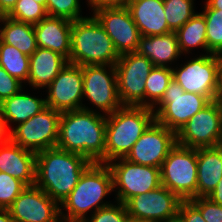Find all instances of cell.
I'll list each match as a JSON object with an SVG mask.
<instances>
[{
    "mask_svg": "<svg viewBox=\"0 0 222 222\" xmlns=\"http://www.w3.org/2000/svg\"><path fill=\"white\" fill-rule=\"evenodd\" d=\"M106 115L86 109L61 112L57 147L105 164Z\"/></svg>",
    "mask_w": 222,
    "mask_h": 222,
    "instance_id": "cell-1",
    "label": "cell"
},
{
    "mask_svg": "<svg viewBox=\"0 0 222 222\" xmlns=\"http://www.w3.org/2000/svg\"><path fill=\"white\" fill-rule=\"evenodd\" d=\"M92 163L84 155L57 146L39 151L36 153L34 185L60 205Z\"/></svg>",
    "mask_w": 222,
    "mask_h": 222,
    "instance_id": "cell-2",
    "label": "cell"
},
{
    "mask_svg": "<svg viewBox=\"0 0 222 222\" xmlns=\"http://www.w3.org/2000/svg\"><path fill=\"white\" fill-rule=\"evenodd\" d=\"M115 201L113 176L107 164L92 163L72 192L60 204V216L67 222H84L98 209Z\"/></svg>",
    "mask_w": 222,
    "mask_h": 222,
    "instance_id": "cell-3",
    "label": "cell"
},
{
    "mask_svg": "<svg viewBox=\"0 0 222 222\" xmlns=\"http://www.w3.org/2000/svg\"><path fill=\"white\" fill-rule=\"evenodd\" d=\"M154 121L152 108L143 106H122L106 115L105 164L125 158Z\"/></svg>",
    "mask_w": 222,
    "mask_h": 222,
    "instance_id": "cell-4",
    "label": "cell"
},
{
    "mask_svg": "<svg viewBox=\"0 0 222 222\" xmlns=\"http://www.w3.org/2000/svg\"><path fill=\"white\" fill-rule=\"evenodd\" d=\"M119 57L111 38L92 14L72 21L69 63L115 65Z\"/></svg>",
    "mask_w": 222,
    "mask_h": 222,
    "instance_id": "cell-5",
    "label": "cell"
},
{
    "mask_svg": "<svg viewBox=\"0 0 222 222\" xmlns=\"http://www.w3.org/2000/svg\"><path fill=\"white\" fill-rule=\"evenodd\" d=\"M222 56L215 54L184 55L172 68L173 79L184 89L214 101L218 91Z\"/></svg>",
    "mask_w": 222,
    "mask_h": 222,
    "instance_id": "cell-6",
    "label": "cell"
},
{
    "mask_svg": "<svg viewBox=\"0 0 222 222\" xmlns=\"http://www.w3.org/2000/svg\"><path fill=\"white\" fill-rule=\"evenodd\" d=\"M83 74V109L109 115L123 105L118 96L115 65H85Z\"/></svg>",
    "mask_w": 222,
    "mask_h": 222,
    "instance_id": "cell-7",
    "label": "cell"
},
{
    "mask_svg": "<svg viewBox=\"0 0 222 222\" xmlns=\"http://www.w3.org/2000/svg\"><path fill=\"white\" fill-rule=\"evenodd\" d=\"M197 173V148L177 143L160 168L161 185L181 200H191L197 197Z\"/></svg>",
    "mask_w": 222,
    "mask_h": 222,
    "instance_id": "cell-8",
    "label": "cell"
},
{
    "mask_svg": "<svg viewBox=\"0 0 222 222\" xmlns=\"http://www.w3.org/2000/svg\"><path fill=\"white\" fill-rule=\"evenodd\" d=\"M113 176L115 201L125 204L130 198L161 186L160 168L144 166L118 158L107 163Z\"/></svg>",
    "mask_w": 222,
    "mask_h": 222,
    "instance_id": "cell-9",
    "label": "cell"
},
{
    "mask_svg": "<svg viewBox=\"0 0 222 222\" xmlns=\"http://www.w3.org/2000/svg\"><path fill=\"white\" fill-rule=\"evenodd\" d=\"M211 101L203 96L184 89L174 80L169 83L161 101L152 109L155 121L174 132Z\"/></svg>",
    "mask_w": 222,
    "mask_h": 222,
    "instance_id": "cell-10",
    "label": "cell"
},
{
    "mask_svg": "<svg viewBox=\"0 0 222 222\" xmlns=\"http://www.w3.org/2000/svg\"><path fill=\"white\" fill-rule=\"evenodd\" d=\"M61 112L46 106L35 116L15 126L6 136L35 153L56 147Z\"/></svg>",
    "mask_w": 222,
    "mask_h": 222,
    "instance_id": "cell-11",
    "label": "cell"
},
{
    "mask_svg": "<svg viewBox=\"0 0 222 222\" xmlns=\"http://www.w3.org/2000/svg\"><path fill=\"white\" fill-rule=\"evenodd\" d=\"M153 63L137 52L120 55L115 64L118 96L123 106L145 107V82Z\"/></svg>",
    "mask_w": 222,
    "mask_h": 222,
    "instance_id": "cell-12",
    "label": "cell"
},
{
    "mask_svg": "<svg viewBox=\"0 0 222 222\" xmlns=\"http://www.w3.org/2000/svg\"><path fill=\"white\" fill-rule=\"evenodd\" d=\"M222 106L211 101L176 133L177 143L190 148L215 147L222 141Z\"/></svg>",
    "mask_w": 222,
    "mask_h": 222,
    "instance_id": "cell-13",
    "label": "cell"
},
{
    "mask_svg": "<svg viewBox=\"0 0 222 222\" xmlns=\"http://www.w3.org/2000/svg\"><path fill=\"white\" fill-rule=\"evenodd\" d=\"M181 199L163 185L130 198L126 203L128 216L146 222H165L178 217Z\"/></svg>",
    "mask_w": 222,
    "mask_h": 222,
    "instance_id": "cell-14",
    "label": "cell"
},
{
    "mask_svg": "<svg viewBox=\"0 0 222 222\" xmlns=\"http://www.w3.org/2000/svg\"><path fill=\"white\" fill-rule=\"evenodd\" d=\"M176 144V132L154 121L132 146L125 159L136 164L161 168Z\"/></svg>",
    "mask_w": 222,
    "mask_h": 222,
    "instance_id": "cell-15",
    "label": "cell"
},
{
    "mask_svg": "<svg viewBox=\"0 0 222 222\" xmlns=\"http://www.w3.org/2000/svg\"><path fill=\"white\" fill-rule=\"evenodd\" d=\"M46 106L59 112L82 109V67L67 63L55 79L44 89Z\"/></svg>",
    "mask_w": 222,
    "mask_h": 222,
    "instance_id": "cell-16",
    "label": "cell"
},
{
    "mask_svg": "<svg viewBox=\"0 0 222 222\" xmlns=\"http://www.w3.org/2000/svg\"><path fill=\"white\" fill-rule=\"evenodd\" d=\"M92 15L111 38L119 55L137 51L141 35L127 7L101 8Z\"/></svg>",
    "mask_w": 222,
    "mask_h": 222,
    "instance_id": "cell-17",
    "label": "cell"
},
{
    "mask_svg": "<svg viewBox=\"0 0 222 222\" xmlns=\"http://www.w3.org/2000/svg\"><path fill=\"white\" fill-rule=\"evenodd\" d=\"M14 222H55L60 205L37 186H27L8 208Z\"/></svg>",
    "mask_w": 222,
    "mask_h": 222,
    "instance_id": "cell-18",
    "label": "cell"
},
{
    "mask_svg": "<svg viewBox=\"0 0 222 222\" xmlns=\"http://www.w3.org/2000/svg\"><path fill=\"white\" fill-rule=\"evenodd\" d=\"M46 107L44 90L23 87L0 103V125L6 136L15 126L27 121Z\"/></svg>",
    "mask_w": 222,
    "mask_h": 222,
    "instance_id": "cell-19",
    "label": "cell"
},
{
    "mask_svg": "<svg viewBox=\"0 0 222 222\" xmlns=\"http://www.w3.org/2000/svg\"><path fill=\"white\" fill-rule=\"evenodd\" d=\"M0 172L24 182L35 184L36 153L13 143L7 136L0 139Z\"/></svg>",
    "mask_w": 222,
    "mask_h": 222,
    "instance_id": "cell-20",
    "label": "cell"
},
{
    "mask_svg": "<svg viewBox=\"0 0 222 222\" xmlns=\"http://www.w3.org/2000/svg\"><path fill=\"white\" fill-rule=\"evenodd\" d=\"M37 46L64 56L68 62L71 52L72 21L62 17L47 16L33 25Z\"/></svg>",
    "mask_w": 222,
    "mask_h": 222,
    "instance_id": "cell-21",
    "label": "cell"
},
{
    "mask_svg": "<svg viewBox=\"0 0 222 222\" xmlns=\"http://www.w3.org/2000/svg\"><path fill=\"white\" fill-rule=\"evenodd\" d=\"M127 8L141 36L165 35L172 32L165 19L163 0H130Z\"/></svg>",
    "mask_w": 222,
    "mask_h": 222,
    "instance_id": "cell-22",
    "label": "cell"
},
{
    "mask_svg": "<svg viewBox=\"0 0 222 222\" xmlns=\"http://www.w3.org/2000/svg\"><path fill=\"white\" fill-rule=\"evenodd\" d=\"M146 56L154 67L173 68L182 58L176 32L165 35L141 36L136 51Z\"/></svg>",
    "mask_w": 222,
    "mask_h": 222,
    "instance_id": "cell-23",
    "label": "cell"
},
{
    "mask_svg": "<svg viewBox=\"0 0 222 222\" xmlns=\"http://www.w3.org/2000/svg\"><path fill=\"white\" fill-rule=\"evenodd\" d=\"M29 59V76L25 87L39 90H44L68 63L59 53L39 47Z\"/></svg>",
    "mask_w": 222,
    "mask_h": 222,
    "instance_id": "cell-24",
    "label": "cell"
},
{
    "mask_svg": "<svg viewBox=\"0 0 222 222\" xmlns=\"http://www.w3.org/2000/svg\"><path fill=\"white\" fill-rule=\"evenodd\" d=\"M197 197H207L222 178V151L219 146L197 148Z\"/></svg>",
    "mask_w": 222,
    "mask_h": 222,
    "instance_id": "cell-25",
    "label": "cell"
},
{
    "mask_svg": "<svg viewBox=\"0 0 222 222\" xmlns=\"http://www.w3.org/2000/svg\"><path fill=\"white\" fill-rule=\"evenodd\" d=\"M0 40L18 48L24 55L30 56L38 48L33 24L20 22L2 16L0 20Z\"/></svg>",
    "mask_w": 222,
    "mask_h": 222,
    "instance_id": "cell-26",
    "label": "cell"
},
{
    "mask_svg": "<svg viewBox=\"0 0 222 222\" xmlns=\"http://www.w3.org/2000/svg\"><path fill=\"white\" fill-rule=\"evenodd\" d=\"M176 34L183 56L207 54L206 22L199 11L179 28Z\"/></svg>",
    "mask_w": 222,
    "mask_h": 222,
    "instance_id": "cell-27",
    "label": "cell"
},
{
    "mask_svg": "<svg viewBox=\"0 0 222 222\" xmlns=\"http://www.w3.org/2000/svg\"><path fill=\"white\" fill-rule=\"evenodd\" d=\"M0 66H2L10 76L17 78L24 86L27 84L29 76L30 59L18 48L3 43L0 40Z\"/></svg>",
    "mask_w": 222,
    "mask_h": 222,
    "instance_id": "cell-28",
    "label": "cell"
},
{
    "mask_svg": "<svg viewBox=\"0 0 222 222\" xmlns=\"http://www.w3.org/2000/svg\"><path fill=\"white\" fill-rule=\"evenodd\" d=\"M172 79V68L153 67L145 82V107L153 109L161 101Z\"/></svg>",
    "mask_w": 222,
    "mask_h": 222,
    "instance_id": "cell-29",
    "label": "cell"
},
{
    "mask_svg": "<svg viewBox=\"0 0 222 222\" xmlns=\"http://www.w3.org/2000/svg\"><path fill=\"white\" fill-rule=\"evenodd\" d=\"M200 0H163L165 19L172 32H176L198 11ZM198 3V4H197Z\"/></svg>",
    "mask_w": 222,
    "mask_h": 222,
    "instance_id": "cell-30",
    "label": "cell"
},
{
    "mask_svg": "<svg viewBox=\"0 0 222 222\" xmlns=\"http://www.w3.org/2000/svg\"><path fill=\"white\" fill-rule=\"evenodd\" d=\"M206 22L207 54L222 56V10L199 8Z\"/></svg>",
    "mask_w": 222,
    "mask_h": 222,
    "instance_id": "cell-31",
    "label": "cell"
},
{
    "mask_svg": "<svg viewBox=\"0 0 222 222\" xmlns=\"http://www.w3.org/2000/svg\"><path fill=\"white\" fill-rule=\"evenodd\" d=\"M48 16L62 17L71 21L83 19L89 15L84 0H47Z\"/></svg>",
    "mask_w": 222,
    "mask_h": 222,
    "instance_id": "cell-32",
    "label": "cell"
},
{
    "mask_svg": "<svg viewBox=\"0 0 222 222\" xmlns=\"http://www.w3.org/2000/svg\"><path fill=\"white\" fill-rule=\"evenodd\" d=\"M7 16L11 19L34 25L47 17L48 13L44 5L34 0H18Z\"/></svg>",
    "mask_w": 222,
    "mask_h": 222,
    "instance_id": "cell-33",
    "label": "cell"
},
{
    "mask_svg": "<svg viewBox=\"0 0 222 222\" xmlns=\"http://www.w3.org/2000/svg\"><path fill=\"white\" fill-rule=\"evenodd\" d=\"M26 187L21 180L0 172V209H8Z\"/></svg>",
    "mask_w": 222,
    "mask_h": 222,
    "instance_id": "cell-34",
    "label": "cell"
},
{
    "mask_svg": "<svg viewBox=\"0 0 222 222\" xmlns=\"http://www.w3.org/2000/svg\"><path fill=\"white\" fill-rule=\"evenodd\" d=\"M128 212L125 204L114 201L90 215L84 222H125Z\"/></svg>",
    "mask_w": 222,
    "mask_h": 222,
    "instance_id": "cell-35",
    "label": "cell"
},
{
    "mask_svg": "<svg viewBox=\"0 0 222 222\" xmlns=\"http://www.w3.org/2000/svg\"><path fill=\"white\" fill-rule=\"evenodd\" d=\"M201 212L206 222H222V206L207 197H196L190 200Z\"/></svg>",
    "mask_w": 222,
    "mask_h": 222,
    "instance_id": "cell-36",
    "label": "cell"
},
{
    "mask_svg": "<svg viewBox=\"0 0 222 222\" xmlns=\"http://www.w3.org/2000/svg\"><path fill=\"white\" fill-rule=\"evenodd\" d=\"M24 84L17 78L10 76L7 71L0 66V103L17 94Z\"/></svg>",
    "mask_w": 222,
    "mask_h": 222,
    "instance_id": "cell-37",
    "label": "cell"
},
{
    "mask_svg": "<svg viewBox=\"0 0 222 222\" xmlns=\"http://www.w3.org/2000/svg\"><path fill=\"white\" fill-rule=\"evenodd\" d=\"M178 217L182 222H206L200 210L190 200L181 201Z\"/></svg>",
    "mask_w": 222,
    "mask_h": 222,
    "instance_id": "cell-38",
    "label": "cell"
},
{
    "mask_svg": "<svg viewBox=\"0 0 222 222\" xmlns=\"http://www.w3.org/2000/svg\"><path fill=\"white\" fill-rule=\"evenodd\" d=\"M130 0H84L89 14L101 8L127 7Z\"/></svg>",
    "mask_w": 222,
    "mask_h": 222,
    "instance_id": "cell-39",
    "label": "cell"
},
{
    "mask_svg": "<svg viewBox=\"0 0 222 222\" xmlns=\"http://www.w3.org/2000/svg\"><path fill=\"white\" fill-rule=\"evenodd\" d=\"M212 202L222 206V178L212 191L210 195L207 196Z\"/></svg>",
    "mask_w": 222,
    "mask_h": 222,
    "instance_id": "cell-40",
    "label": "cell"
},
{
    "mask_svg": "<svg viewBox=\"0 0 222 222\" xmlns=\"http://www.w3.org/2000/svg\"><path fill=\"white\" fill-rule=\"evenodd\" d=\"M18 0H0V14L2 16H7Z\"/></svg>",
    "mask_w": 222,
    "mask_h": 222,
    "instance_id": "cell-41",
    "label": "cell"
},
{
    "mask_svg": "<svg viewBox=\"0 0 222 222\" xmlns=\"http://www.w3.org/2000/svg\"><path fill=\"white\" fill-rule=\"evenodd\" d=\"M201 8H212L222 10V0H201Z\"/></svg>",
    "mask_w": 222,
    "mask_h": 222,
    "instance_id": "cell-42",
    "label": "cell"
},
{
    "mask_svg": "<svg viewBox=\"0 0 222 222\" xmlns=\"http://www.w3.org/2000/svg\"><path fill=\"white\" fill-rule=\"evenodd\" d=\"M215 101L218 102L222 106V65L219 71L218 91H217Z\"/></svg>",
    "mask_w": 222,
    "mask_h": 222,
    "instance_id": "cell-43",
    "label": "cell"
},
{
    "mask_svg": "<svg viewBox=\"0 0 222 222\" xmlns=\"http://www.w3.org/2000/svg\"><path fill=\"white\" fill-rule=\"evenodd\" d=\"M0 222H14L9 209H0Z\"/></svg>",
    "mask_w": 222,
    "mask_h": 222,
    "instance_id": "cell-44",
    "label": "cell"
},
{
    "mask_svg": "<svg viewBox=\"0 0 222 222\" xmlns=\"http://www.w3.org/2000/svg\"><path fill=\"white\" fill-rule=\"evenodd\" d=\"M125 222H146V221L128 216Z\"/></svg>",
    "mask_w": 222,
    "mask_h": 222,
    "instance_id": "cell-45",
    "label": "cell"
},
{
    "mask_svg": "<svg viewBox=\"0 0 222 222\" xmlns=\"http://www.w3.org/2000/svg\"><path fill=\"white\" fill-rule=\"evenodd\" d=\"M165 222H182V220L179 218V217H176L174 219H171V220H167Z\"/></svg>",
    "mask_w": 222,
    "mask_h": 222,
    "instance_id": "cell-46",
    "label": "cell"
},
{
    "mask_svg": "<svg viewBox=\"0 0 222 222\" xmlns=\"http://www.w3.org/2000/svg\"><path fill=\"white\" fill-rule=\"evenodd\" d=\"M34 1H36L37 3H40V4H42V5H44V6L46 7V1H47V0H34Z\"/></svg>",
    "mask_w": 222,
    "mask_h": 222,
    "instance_id": "cell-47",
    "label": "cell"
},
{
    "mask_svg": "<svg viewBox=\"0 0 222 222\" xmlns=\"http://www.w3.org/2000/svg\"><path fill=\"white\" fill-rule=\"evenodd\" d=\"M4 136H5V135H4V133H3V131H2V128H1V125H0V139H2Z\"/></svg>",
    "mask_w": 222,
    "mask_h": 222,
    "instance_id": "cell-48",
    "label": "cell"
},
{
    "mask_svg": "<svg viewBox=\"0 0 222 222\" xmlns=\"http://www.w3.org/2000/svg\"><path fill=\"white\" fill-rule=\"evenodd\" d=\"M55 222H67L61 216Z\"/></svg>",
    "mask_w": 222,
    "mask_h": 222,
    "instance_id": "cell-49",
    "label": "cell"
},
{
    "mask_svg": "<svg viewBox=\"0 0 222 222\" xmlns=\"http://www.w3.org/2000/svg\"><path fill=\"white\" fill-rule=\"evenodd\" d=\"M218 146L220 147V149L222 151V141L218 144Z\"/></svg>",
    "mask_w": 222,
    "mask_h": 222,
    "instance_id": "cell-50",
    "label": "cell"
}]
</instances>
